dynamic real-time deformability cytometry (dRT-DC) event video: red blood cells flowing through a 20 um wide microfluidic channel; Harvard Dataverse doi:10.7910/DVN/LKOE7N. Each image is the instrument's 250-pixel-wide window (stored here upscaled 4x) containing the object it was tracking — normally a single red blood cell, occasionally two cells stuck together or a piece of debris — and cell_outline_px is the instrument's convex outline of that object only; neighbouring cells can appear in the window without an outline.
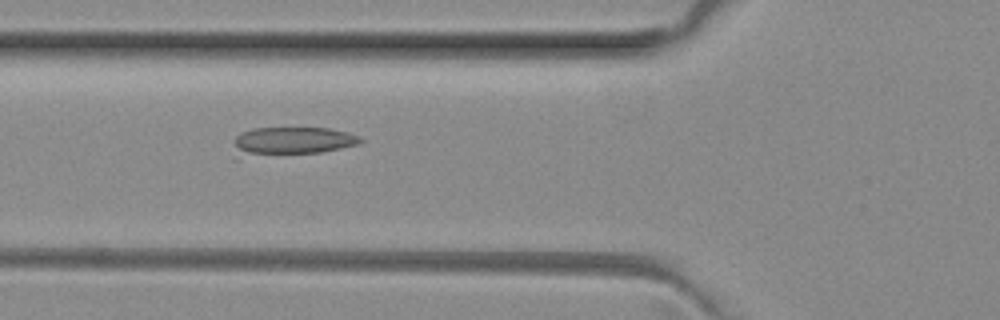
{"species": "common noctule bat (a hibernating species)", "species_latin": "Nyctalus noctula", "temperature_condition": "room temperature", "stored_images_in_passage": 7, "camera_frame_rate_fps": 3000, "um_per_image_px": 0.085, "animal": {"sex": "female", "body_mass_g": 29.2, "forearm_length_mm": 56.3}, "frame": {"image": 1, "passage_image": 5, "time_ms": 1.333, "image_size_px": [1000, 320], "cell_outline_px": [[364, 140], [360, 144], [320, 152], [236, 160], [236, 136], [240, 132], [252, 128], [328, 128], [348, 132], [360, 136]], "centroid_in_image_um": [24.73, 12.04], "position_along_channel_um": 101.1, "area_um2": 21.73}}
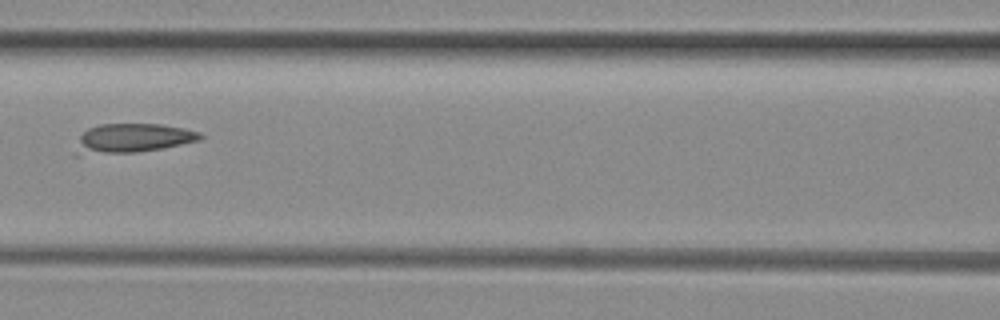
{"frame": {"image": 2, "passage_image": 6, "time_ms": 1.667, "image_size_px": [1000, 320], "cell_outline_px": [[204, 136], [200, 140], [164, 148], [136, 152], [80, 156], [72, 156], [80, 136], [88, 128], [100, 124], [160, 124], [184, 128], [200, 132]], "centroid_in_image_um": [11.2, 11.78], "position_along_channel_um": 155.4, "area_um2": 21.62}}
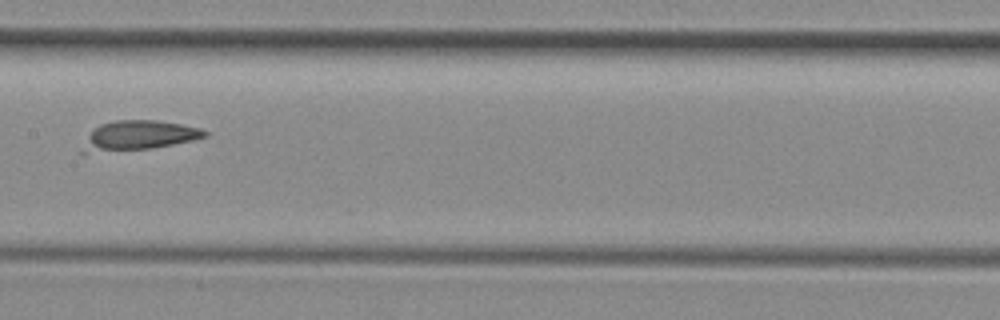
{"frame": {"image": 3, "passage_image": 7, "time_ms": 2.0, "image_size_px": [1000, 320], "cell_outline_px": [[208, 136], [192, 140], [152, 148], [84, 152], [80, 152], [88, 136], [100, 124], [116, 120], [156, 120], [180, 124], [200, 128], [208, 132]], "centroid_in_image_um": [11.83, 11.49], "position_along_channel_um": 195.6, "area_um2": 20.4}}